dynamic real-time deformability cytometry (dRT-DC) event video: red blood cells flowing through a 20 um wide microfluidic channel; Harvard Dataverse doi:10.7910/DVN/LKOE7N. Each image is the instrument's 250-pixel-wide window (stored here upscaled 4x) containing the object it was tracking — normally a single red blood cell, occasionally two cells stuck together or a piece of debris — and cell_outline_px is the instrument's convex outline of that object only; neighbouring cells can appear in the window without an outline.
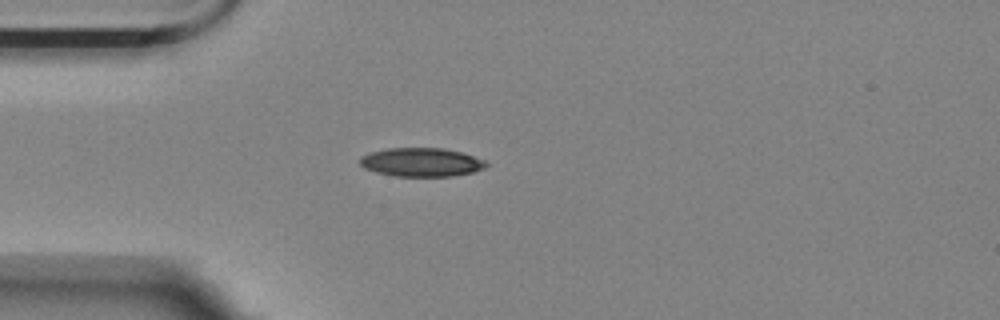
{"species": "Egyptian fruit bat (a non-hibernating species)", "species_latin": "Rousettus aegyptiacus", "temperature_condition": "room temperature", "stored_images_in_passage": 3, "camera_frame_rate_fps": 3000, "um_per_image_px": 0.085, "animal": {"sex": "female"}, "frame": {"image": 1, "passage_image": 2, "time_ms": 0.333, "image_size_px": [1000, 320], "cell_outline_px": [[488, 164], [484, 168], [472, 172], [452, 176], [396, 176], [376, 172], [364, 168], [360, 164], [360, 156], [372, 152], [388, 148], [444, 148], [460, 152], [484, 160]], "centroid_in_image_um": [35.8, 13.79], "position_along_channel_um": 49.2, "area_um2": 20.92}}